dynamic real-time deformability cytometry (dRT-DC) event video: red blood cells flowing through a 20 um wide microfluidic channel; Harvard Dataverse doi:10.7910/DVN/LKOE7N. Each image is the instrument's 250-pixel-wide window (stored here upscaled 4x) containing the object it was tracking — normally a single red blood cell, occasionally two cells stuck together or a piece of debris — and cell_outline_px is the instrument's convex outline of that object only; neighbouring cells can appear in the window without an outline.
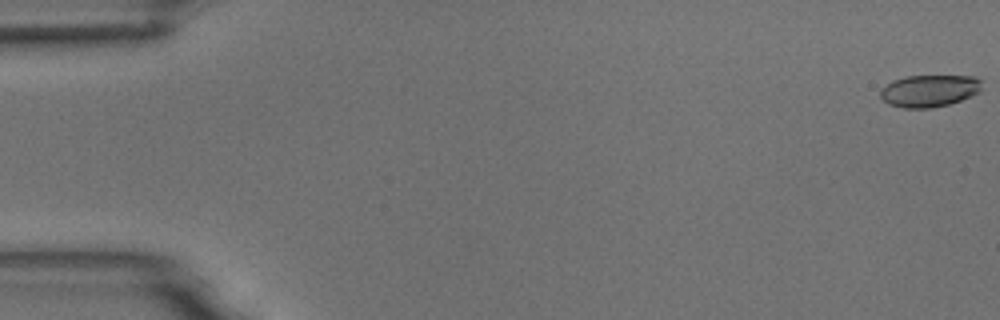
{"species": "common noctule bat (a hibernating species)", "species_latin": "Nyctalus noctula", "temperature_condition": "room temperature", "stored_images_in_passage": 55, "camera_frame_rate_fps": 3000, "um_per_image_px": 0.085, "animal": {"sex": "male", "body_mass_g": 18.8}, "frame": {"image": 1, "passage_image": 1, "time_ms": 0.0, "image_size_px": [1000, 320], "cell_outline_px": [[984, 80], [980, 92], [960, 100], [948, 104], [932, 108], [904, 108], [888, 104], [880, 96], [880, 92], [892, 80], [908, 76], [976, 76]], "centroid_in_image_um": [79.04, 7.71], "position_along_channel_um": 6.0, "area_um2": 19.02}}
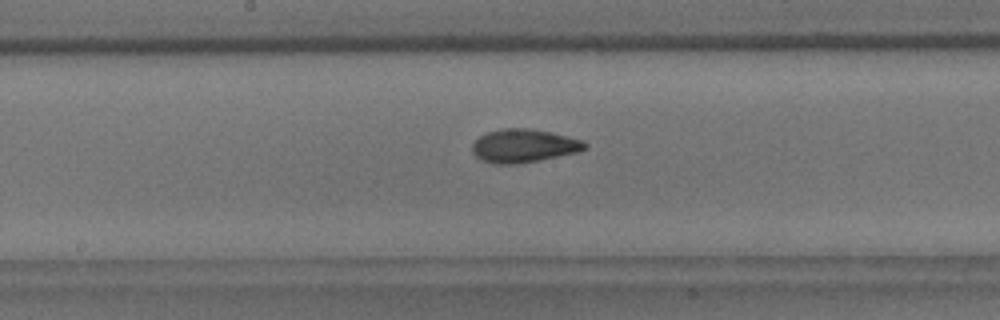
{"frame": {"image": 2, "passage_image": 29, "time_ms": 9.333, "image_size_px": [1000, 320], "cell_outline_px": [[588, 148], [576, 152], [540, 160], [516, 164], [492, 164], [480, 160], [472, 152], [472, 144], [480, 136], [488, 132], [504, 128], [528, 128], [552, 132], [584, 140], [588, 144]], "centroid_in_image_um": [44.53, 12.39], "position_along_channel_um": 203.7, "area_um2": 22.02}}
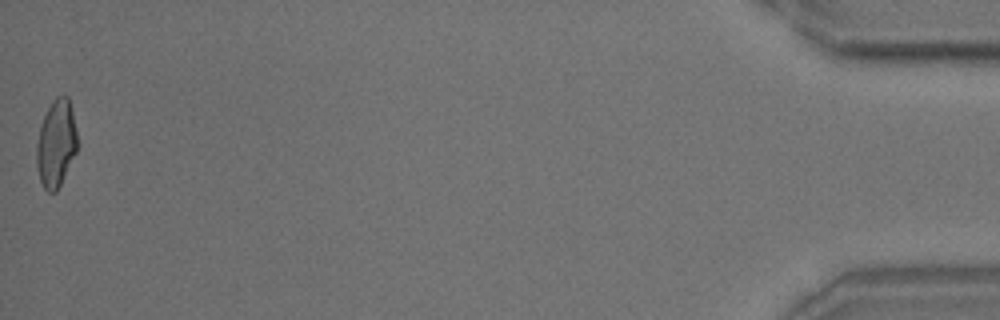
{"frame": {"image": 3, "passage_image": 55, "time_ms": 18.0, "image_size_px": [1000, 320], "cell_outline_px": [[76, 152], [56, 192], [48, 192], [44, 188], [40, 180], [36, 168], [36, 144], [40, 128], [44, 116], [52, 100], [56, 96], [68, 96], [72, 112], [76, 132]], "centroid_in_image_um": [4.74, 12.21], "position_along_channel_um": 430.5, "area_um2": 20.4}, "authors_computed_cell_mechanics": {"area_um2": 20.6346, "velocity_mm_per_s": 3.724, "shape_relaxation_time_tau1_ms": 6.2726, "shape_relaxation_time_tau2_ms": 2.4939, "deformation_change_tau1": 0.1793, "deformation_change_tau2": 0.0886}}